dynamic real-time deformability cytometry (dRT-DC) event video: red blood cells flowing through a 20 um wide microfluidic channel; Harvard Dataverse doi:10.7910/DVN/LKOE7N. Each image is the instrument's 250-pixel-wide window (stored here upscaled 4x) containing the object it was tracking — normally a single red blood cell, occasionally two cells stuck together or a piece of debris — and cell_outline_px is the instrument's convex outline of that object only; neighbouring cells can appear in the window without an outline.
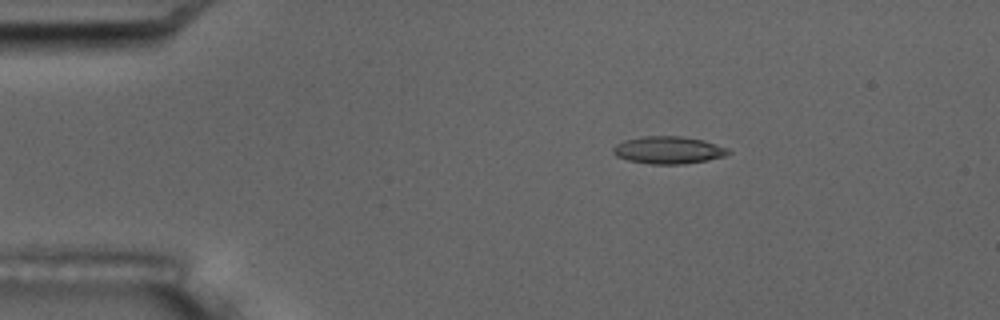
{"species": "common noctule bat (a hibernating species)", "species_latin": "Nyctalus noctula", "temperature_condition": "room temperature", "stored_images_in_passage": 3, "camera_frame_rate_fps": 3000, "um_per_image_px": 0.085, "animal": {"sex": "male", "body_mass_g": 17.5, "forearm_length_mm": 52.3}, "frame": {"image": 1, "passage_image": 1, "time_ms": 0.0, "image_size_px": [1000, 320], "cell_outline_px": [[732, 152], [724, 156], [708, 160], [684, 164], [648, 164], [628, 160], [616, 156], [612, 152], [612, 148], [616, 144], [624, 140], [644, 136], [680, 136], [704, 140], [728, 148]], "centroid_in_image_um": [56.81, 12.76], "position_along_channel_um": 28.2, "area_um2": 18.5}}